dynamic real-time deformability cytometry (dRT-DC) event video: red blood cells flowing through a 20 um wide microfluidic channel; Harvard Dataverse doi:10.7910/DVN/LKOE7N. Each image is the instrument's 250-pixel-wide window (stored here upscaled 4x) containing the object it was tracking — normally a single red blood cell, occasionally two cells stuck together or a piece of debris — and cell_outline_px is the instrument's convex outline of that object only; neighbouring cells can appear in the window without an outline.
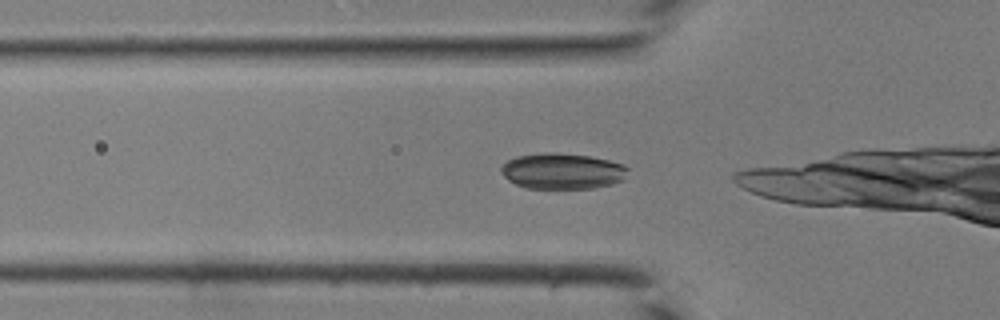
{"species": "common noctule bat (a hibernating species)", "species_latin": "Nyctalus noctula", "temperature_condition": "room temperature", "stored_images_in_passage": 30, "camera_frame_rate_fps": 3000, "um_per_image_px": 0.085, "animal": {"sex": "male", "body_mass_g": 19.0, "forearm_length_mm": 50.8}, "frame": {"image": 1, "passage_image": 10, "time_ms": 3.0, "image_size_px": [1000, 320], "cell_outline_px": [[628, 168], [624, 180], [612, 184], [592, 188], [524, 188], [508, 180], [500, 172], [500, 168], [508, 160], [516, 156], [544, 152], [548, 152], [592, 156], [624, 164]], "centroid_in_image_um": [47.8, 14.54], "position_along_channel_um": 78.0, "area_um2": 26.59}}
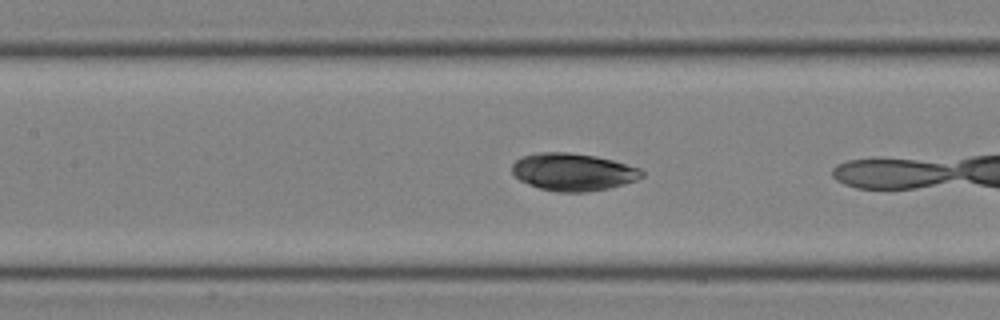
{"frame": {"image": 2, "passage_image": 15, "time_ms": 4.667, "image_size_px": [1000, 320], "cell_outline_px": [[644, 176], [636, 180], [624, 184], [608, 188], [584, 192], [556, 192], [540, 188], [528, 184], [520, 180], [512, 172], [512, 164], [520, 156], [536, 152], [568, 152], [596, 156], [612, 160], [640, 168], [644, 172]], "centroid_in_image_um": [48.7, 14.61], "position_along_channel_um": 158.7, "area_um2": 28.44}}
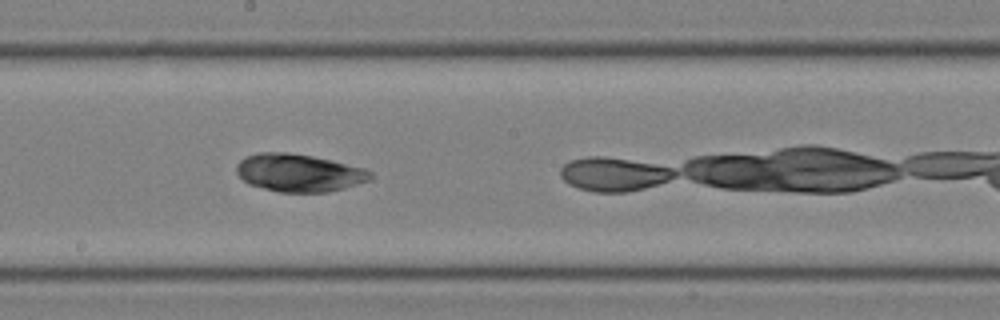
{"frame": {"image": 3, "passage_image": 19, "time_ms": 6.0, "image_size_px": [1000, 320], "cell_outline_px": [[372, 180], [344, 188], [328, 192], [280, 192], [248, 184], [236, 172], [236, 164], [240, 160], [248, 156], [260, 152], [288, 152], [312, 156], [364, 168], [372, 172]], "centroid_in_image_um": [25.42, 14.69], "position_along_channel_um": 222.8, "area_um2": 29.36}}